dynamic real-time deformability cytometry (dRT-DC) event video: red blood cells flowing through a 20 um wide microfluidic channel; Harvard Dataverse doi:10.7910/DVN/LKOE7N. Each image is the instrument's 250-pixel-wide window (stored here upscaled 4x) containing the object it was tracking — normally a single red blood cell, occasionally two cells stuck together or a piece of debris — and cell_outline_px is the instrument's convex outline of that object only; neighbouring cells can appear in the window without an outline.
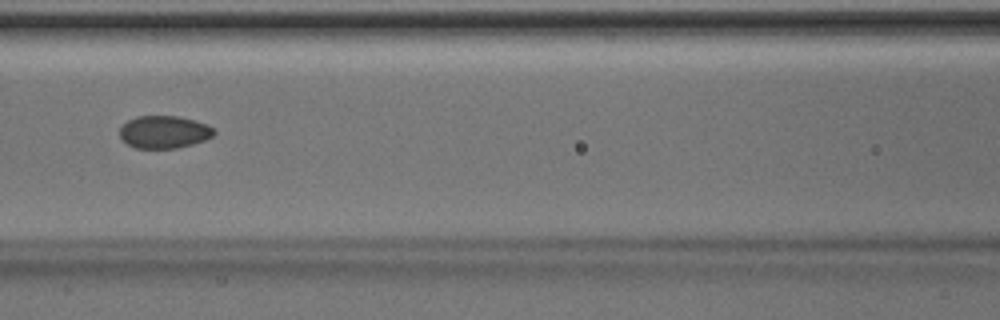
{"species": "Egyptian fruit bat (a non-hibernating species)", "species_latin": "Rousettus aegyptiacus", "temperature_condition": "room temperature", "stored_images_in_passage": 43, "camera_frame_rate_fps": 3000, "um_per_image_px": 0.085, "animal": {"sex": "male"}, "frame": {"image": 1, "passage_image": 22, "time_ms": 7.0, "image_size_px": [1000, 320], "cell_outline_px": [[216, 132], [212, 136], [204, 140], [192, 144], [176, 148], [136, 148], [128, 144], [120, 136], [120, 128], [128, 120], [136, 116], [176, 116], [192, 120], [204, 124], [212, 128]], "centroid_in_image_um": [13.92, 11.22], "position_along_channel_um": 152.7, "area_um2": 17.57}}
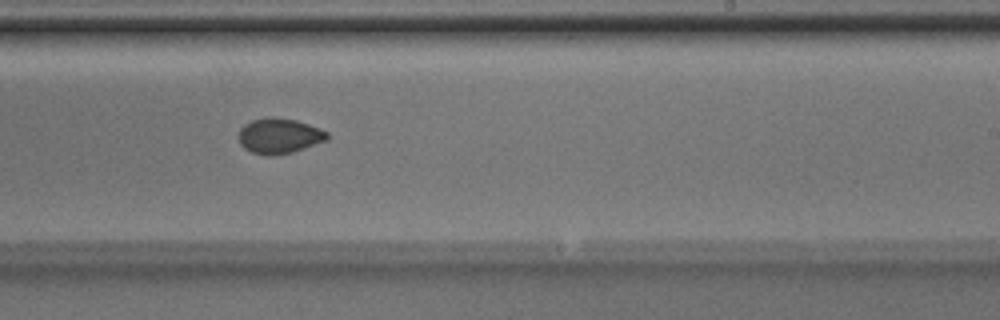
{"frame": {"image": 2, "passage_image": 30, "time_ms": 9.667, "image_size_px": [1000, 320], "cell_outline_px": [[328, 140], [292, 152], [272, 156], [268, 156], [252, 152], [244, 148], [240, 144], [236, 136], [240, 128], [244, 124], [252, 120], [296, 120], [320, 128], [328, 132]], "centroid_in_image_um": [23.72, 11.6], "position_along_channel_um": 265.3, "area_um2": 17.8}}
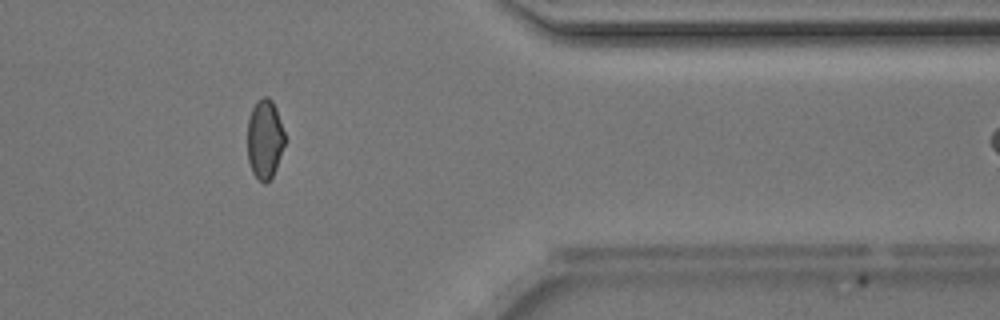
{"frame": {"image": 3, "passage_image": 40, "time_ms": 13.0, "image_size_px": [1000, 320], "cell_outline_px": [[284, 144], [276, 168], [272, 176], [264, 184], [252, 172], [248, 160], [248, 120], [252, 108], [256, 100], [264, 96], [268, 96], [272, 100], [276, 108], [284, 132]], "centroid_in_image_um": [22.49, 11.79], "position_along_channel_um": 388.9, "area_um2": 17.11}, "authors_computed_cell_mechanics": {"area_um2": 18.5538, "velocity_mm_per_s": 4.2398, "shape_relaxation_time_tau1_ms": 9.2099, "shape_relaxation_time_tau2_ms": 1.3187, "deformation_change_tau1": 0.1102, "deformation_change_tau2": 0.0298}}